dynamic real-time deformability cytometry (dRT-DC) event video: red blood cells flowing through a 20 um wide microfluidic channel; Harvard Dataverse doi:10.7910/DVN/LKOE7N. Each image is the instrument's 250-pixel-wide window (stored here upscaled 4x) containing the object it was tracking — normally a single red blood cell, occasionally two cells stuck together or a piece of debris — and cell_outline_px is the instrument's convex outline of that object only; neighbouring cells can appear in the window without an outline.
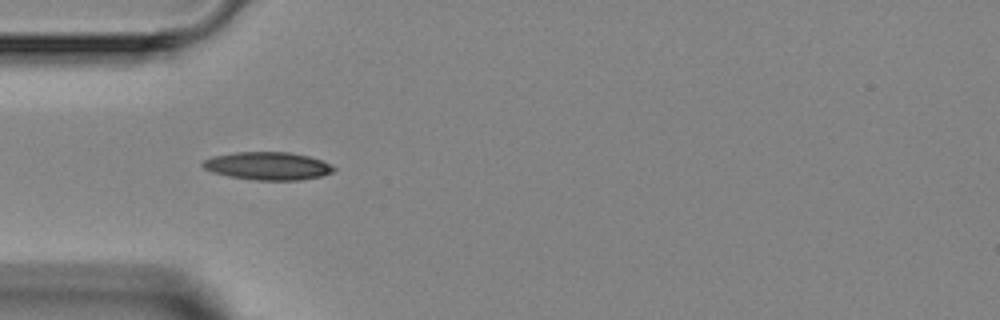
{"species": "Egyptian fruit bat (a non-hibernating species)", "species_latin": "Rousettus aegyptiacus", "temperature_condition": "room temperature", "stored_images_in_passage": 5, "camera_frame_rate_fps": 3000, "um_per_image_px": 0.085, "animal": {"sex": "female"}, "frame": {"image": 1, "passage_image": 3, "time_ms": 3.0, "image_size_px": [1000, 320], "cell_outline_px": [[336, 168], [332, 172], [320, 176], [300, 180], [256, 180], [228, 176], [212, 172], [204, 168], [200, 164], [204, 160], [212, 156], [236, 152], [288, 152], [308, 156], [320, 160]], "centroid_in_image_um": [22.71, 14.1], "position_along_channel_um": 62.3, "area_um2": 21.15}}
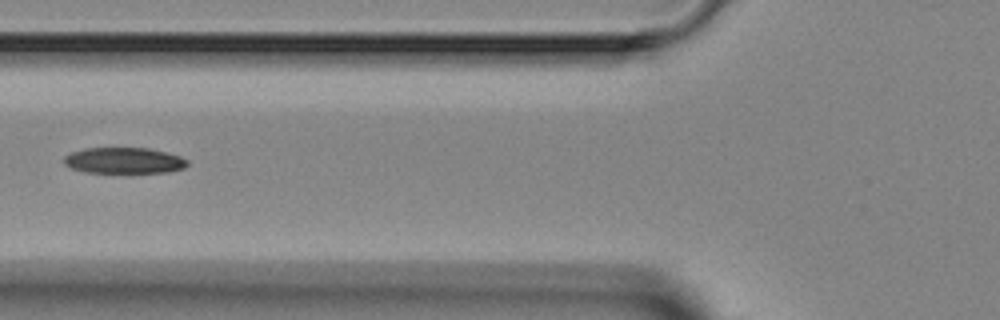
{"frame": {"image": 2, "passage_image": 4, "time_ms": 4.333, "image_size_px": [1000, 320], "cell_outline_px": [[188, 164], [184, 168], [168, 172], [84, 172], [72, 168], [64, 164], [64, 156], [72, 152], [84, 148], [148, 148], [180, 156], [188, 160]], "centroid_in_image_um": [10.53, 13.64], "position_along_channel_um": 115.3, "area_um2": 18.55}}
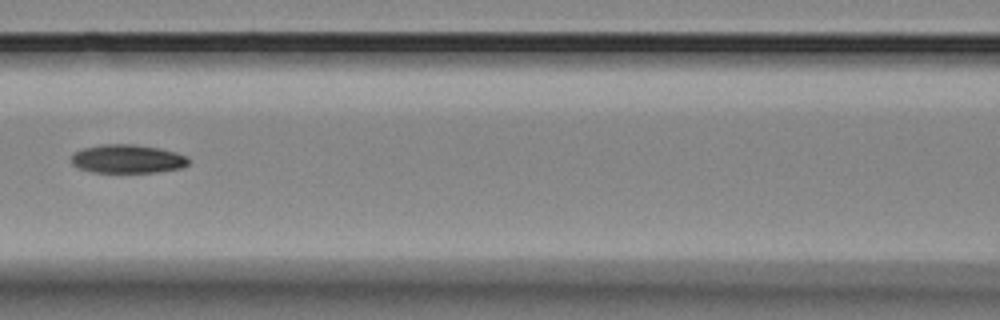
{"frame": {"image": 3, "passage_image": 5, "time_ms": 5.333, "image_size_px": [1000, 320], "cell_outline_px": [[192, 160], [188, 164], [180, 168], [156, 172], [92, 172], [76, 168], [72, 164], [72, 156], [76, 152], [84, 148], [100, 144], [136, 144], [160, 148], [176, 152]], "centroid_in_image_um": [10.84, 13.5], "position_along_channel_um": 155.8, "area_um2": 19.59}}